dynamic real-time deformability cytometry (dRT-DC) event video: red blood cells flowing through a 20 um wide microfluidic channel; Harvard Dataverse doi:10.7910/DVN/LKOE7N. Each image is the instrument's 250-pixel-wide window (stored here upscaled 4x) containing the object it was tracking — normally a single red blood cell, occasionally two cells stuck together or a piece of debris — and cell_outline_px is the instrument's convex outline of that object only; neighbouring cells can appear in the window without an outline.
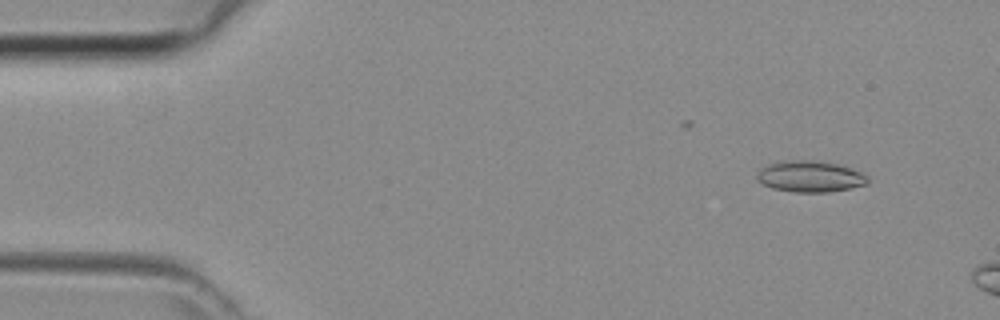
{"species": "common noctule bat (a hibernating species)", "species_latin": "Nyctalus noctula", "temperature_condition": "room temperature", "stored_images_in_passage": 9, "camera_frame_rate_fps": 3000, "um_per_image_px": 0.085, "animal": {"sex": "female", "body_mass_g": 29.2, "forearm_length_mm": 56.3}, "frame": {"image": 1, "passage_image": 4, "time_ms": 1.0, "image_size_px": [1000, 320], "cell_outline_px": [[868, 184], [828, 192], [796, 192], [772, 188], [756, 180], [756, 176], [760, 168], [768, 164], [780, 160], [816, 160], [840, 164], [852, 168], [868, 176]], "centroid_in_image_um": [68.84, 14.98], "position_along_channel_um": 16.2, "area_um2": 20.35}}